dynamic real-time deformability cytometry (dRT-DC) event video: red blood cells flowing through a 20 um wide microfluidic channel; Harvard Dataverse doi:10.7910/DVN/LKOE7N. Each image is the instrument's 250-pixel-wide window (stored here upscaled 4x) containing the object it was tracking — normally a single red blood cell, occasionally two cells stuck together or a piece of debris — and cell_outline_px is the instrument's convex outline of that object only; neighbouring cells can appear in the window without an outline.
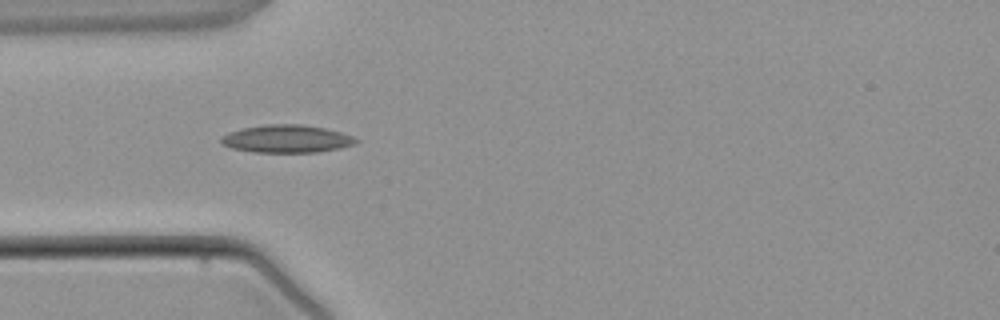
{"species": "common noctule bat (a hibernating species)", "species_latin": "Nyctalus noctula", "temperature_condition": "warm", "stored_images_in_passage": 3, "camera_frame_rate_fps": 3000, "um_per_image_px": 0.085, "animal": {"sex": "male", "body_mass_g": 21.5, "forearm_length_mm": 52.0}, "frame": {"image": 1, "passage_image": 3, "time_ms": 2.333, "image_size_px": [1000, 320], "cell_outline_px": [[360, 140], [352, 144], [340, 148], [316, 152], [252, 152], [232, 148], [220, 144], [220, 136], [228, 132], [244, 128], [264, 124], [300, 124], [324, 128], [340, 132], [352, 136]], "centroid_in_image_um": [24.31, 11.8], "position_along_channel_um": 60.7, "area_um2": 21.79}}